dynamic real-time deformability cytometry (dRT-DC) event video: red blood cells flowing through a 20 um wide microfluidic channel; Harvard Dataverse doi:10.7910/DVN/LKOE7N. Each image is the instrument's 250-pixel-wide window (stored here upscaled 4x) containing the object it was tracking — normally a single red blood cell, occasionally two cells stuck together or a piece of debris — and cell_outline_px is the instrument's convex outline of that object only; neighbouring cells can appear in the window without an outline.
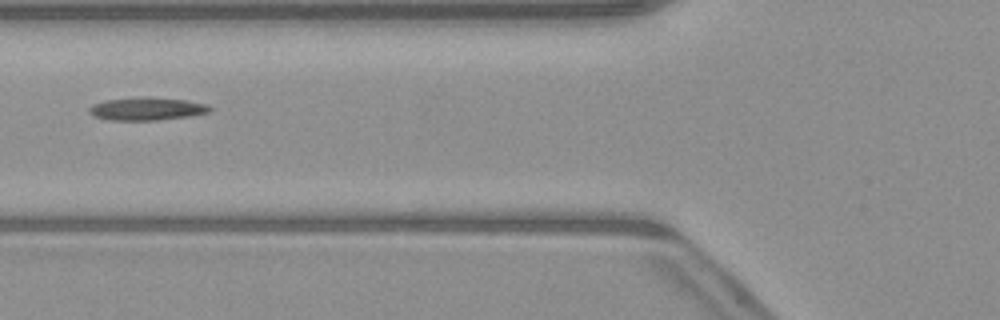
{"species": "common noctule bat (a hibernating species)", "species_latin": "Nyctalus noctula", "temperature_condition": "warm", "stored_images_in_passage": 3, "camera_frame_rate_fps": 3000, "um_per_image_px": 0.085, "animal": {"sex": "male", "body_mass_g": 23.1, "forearm_length_mm": 52.7}, "frame": {"image": 1, "passage_image": 3, "time_ms": 3.333, "image_size_px": [1000, 320], "cell_outline_px": [[212, 112], [188, 116], [156, 120], [108, 120], [96, 116], [88, 112], [88, 108], [92, 104], [108, 100], [184, 100], [204, 104], [212, 108]], "centroid_in_image_um": [12.47, 9.31], "position_along_channel_um": 113.3, "area_um2": 14.85}}